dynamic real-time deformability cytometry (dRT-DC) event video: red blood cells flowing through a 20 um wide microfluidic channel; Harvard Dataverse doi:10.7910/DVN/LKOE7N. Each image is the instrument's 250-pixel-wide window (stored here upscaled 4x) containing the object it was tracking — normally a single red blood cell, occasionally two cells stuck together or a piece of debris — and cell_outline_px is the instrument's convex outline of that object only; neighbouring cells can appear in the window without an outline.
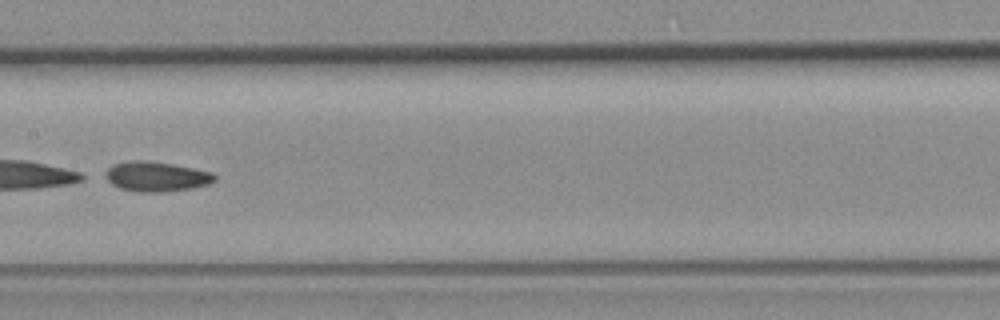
{"species": "common noctule bat (a hibernating species)", "species_latin": "Nyctalus noctula", "temperature_condition": "room temperature", "stored_images_in_passage": 40, "camera_frame_rate_fps": 3000, "um_per_image_px": 0.085, "animal": {"sex": "female", "body_mass_g": 19.3, "forearm_length_mm": 54.1}, "frame": {"image": 1, "passage_image": 14, "time_ms": 4.333, "image_size_px": [1000, 320], "cell_outline_px": [[216, 180], [208, 184], [192, 188], [164, 192], [140, 192], [120, 188], [112, 184], [100, 176], [112, 164], [136, 160], [148, 160], [172, 164], [212, 172], [216, 176]], "centroid_in_image_um": [13.23, 15.0], "position_along_channel_um": 194.2, "area_um2": 19.19}}
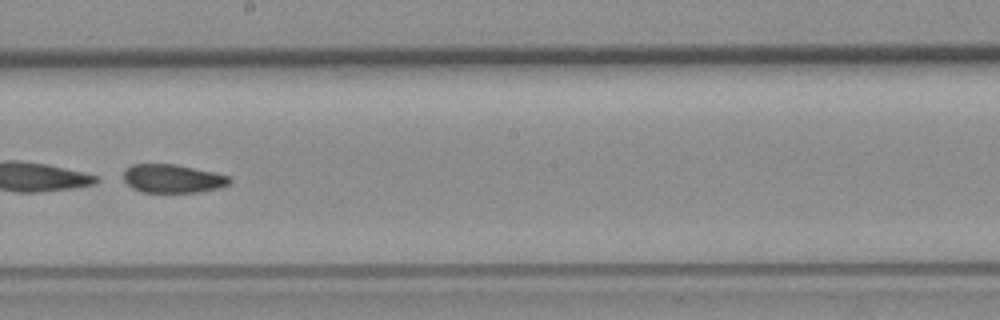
{"frame": {"image": 2, "passage_image": 17, "time_ms": 5.333, "image_size_px": [1000, 320], "cell_outline_px": [[232, 184], [220, 188], [200, 192], [140, 192], [132, 188], [124, 180], [124, 168], [132, 164], [172, 164], [232, 176]], "centroid_in_image_um": [14.7, 15.19], "position_along_channel_um": 233.5, "area_um2": 17.74}, "authors_computed_cell_mechanics": {"area_um2": 19.7387, "velocity_mm_per_s": 3.9618, "shape_relaxation_time_tau1_ms": null, "shape_relaxation_time_tau2_ms": 2.0655, "deformation_change_tau1": null, "deformation_change_tau2": 0.0835}}